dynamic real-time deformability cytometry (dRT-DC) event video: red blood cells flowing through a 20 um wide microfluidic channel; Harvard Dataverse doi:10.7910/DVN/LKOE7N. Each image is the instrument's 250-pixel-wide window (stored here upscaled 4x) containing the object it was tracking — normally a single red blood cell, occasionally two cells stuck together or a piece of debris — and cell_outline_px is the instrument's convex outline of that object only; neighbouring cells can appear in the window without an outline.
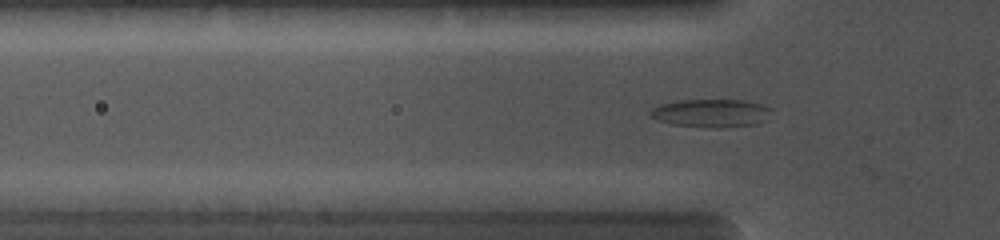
{"species": "common noctule bat (a hibernating species)", "species_latin": "Nyctalus noctula", "temperature_condition": "cold", "stored_images_in_passage": 41, "camera_frame_rate_fps": 5000, "um_per_image_px": 0.085, "animal": {"sex": "female", "body_mass_g": 19.0, "forearm_length_mm": 56.7}, "frame": {"image": 1, "passage_image": 16, "time_ms": 4.2, "image_size_px": [1000, 240], "cell_outline_px": [[772, 108], [768, 120], [756, 124], [724, 128], [708, 128], [672, 124], [660, 120], [652, 116], [648, 112], [652, 108], [660, 104], [680, 100], [744, 100], [760, 104]], "centroid_in_image_um": [60.49, 9.62], "position_along_channel_um": 65.3, "area_um2": 20.0}}
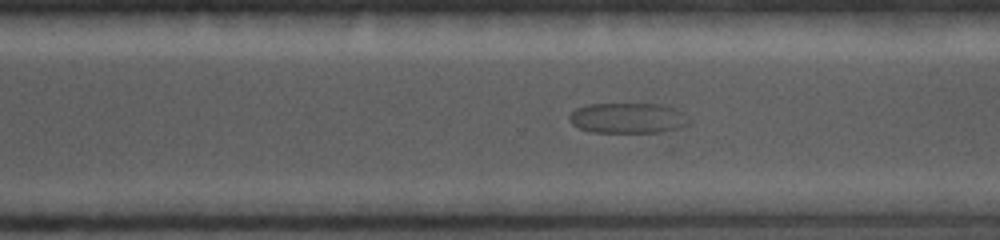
{"frame": {"image": 2, "passage_image": 30, "time_ms": 10.4, "image_size_px": [1000, 240], "cell_outline_px": [[688, 124], [672, 132], [592, 132], [580, 128], [572, 124], [568, 120], [568, 116], [576, 108], [588, 104], [660, 104], [676, 108], [688, 120]], "centroid_in_image_um": [53.36, 10.04], "position_along_channel_um": 317.2, "area_um2": 21.27}}
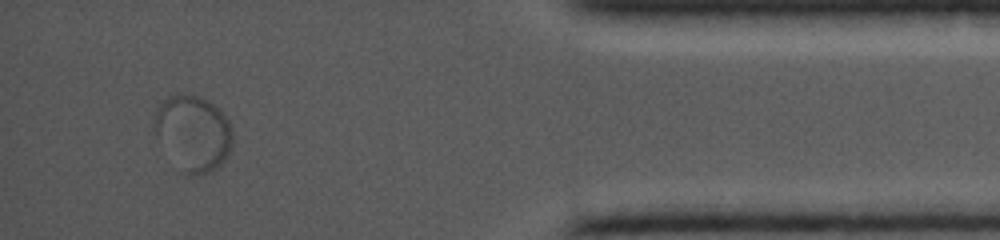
{"frame": {"image": 3, "passage_image": 39, "time_ms": 13.8, "image_size_px": [1000, 240], "cell_outline_px": [[232, 144], [224, 160], [216, 168], [200, 176], [184, 176], [156, 132], [156, 112], [160, 104], [164, 100], [172, 96], [196, 96], [208, 100], [220, 108], [228, 120], [232, 128]], "centroid_in_image_um": [16.48, 11.35], "position_along_channel_um": 418.7, "area_um2": 33.58}}